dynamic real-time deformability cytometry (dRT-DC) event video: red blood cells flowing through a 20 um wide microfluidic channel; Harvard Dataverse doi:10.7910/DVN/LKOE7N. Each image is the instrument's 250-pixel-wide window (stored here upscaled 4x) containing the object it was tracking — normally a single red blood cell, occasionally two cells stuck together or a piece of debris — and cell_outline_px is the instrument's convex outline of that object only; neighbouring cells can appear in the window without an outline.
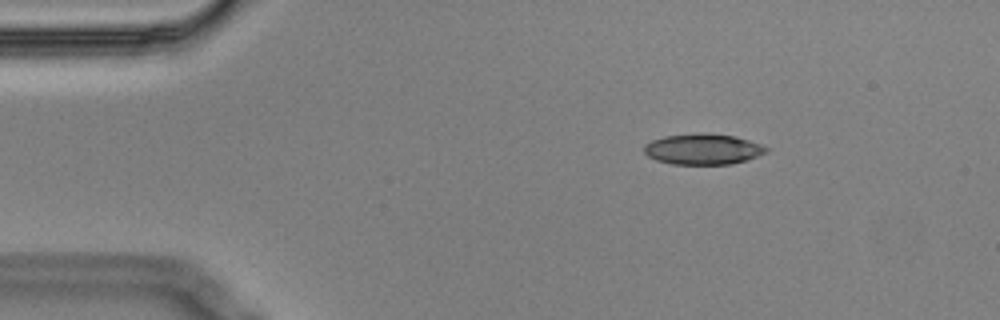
{"species": "Egyptian fruit bat (a non-hibernating species)", "species_latin": "Rousettus aegyptiacus", "temperature_condition": "cold", "stored_images_in_passage": 3, "camera_frame_rate_fps": 3000, "um_per_image_px": 0.085, "animal": {"sex": "male"}, "frame": {"image": 1, "passage_image": 1, "time_ms": 0.0, "image_size_px": [1000, 320], "cell_outline_px": [[768, 152], [748, 160], [732, 164], [672, 164], [656, 160], [648, 156], [644, 152], [644, 144], [652, 140], [664, 136], [704, 132], [708, 132], [736, 136], [760, 144], [768, 148]], "centroid_in_image_um": [59.76, 12.67], "position_along_channel_um": 25.2, "area_um2": 22.14}}